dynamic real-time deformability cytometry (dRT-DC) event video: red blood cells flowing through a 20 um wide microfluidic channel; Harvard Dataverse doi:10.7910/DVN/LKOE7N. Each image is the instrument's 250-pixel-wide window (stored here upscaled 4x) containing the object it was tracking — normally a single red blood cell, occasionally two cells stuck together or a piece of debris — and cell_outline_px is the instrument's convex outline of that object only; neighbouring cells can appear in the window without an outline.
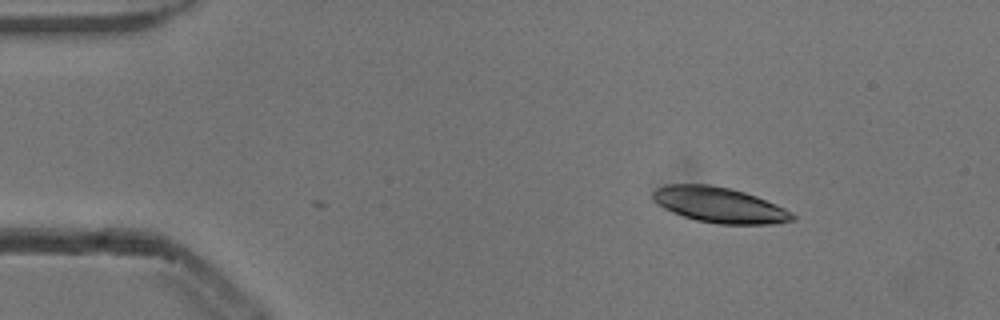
{"species": "common noctule bat (a hibernating species)", "species_latin": "Nyctalus noctula", "temperature_condition": "cold", "stored_images_in_passage": 2, "camera_frame_rate_fps": 3000, "um_per_image_px": 0.085, "animal": {"sex": "male", "body_mass_g": 13.3}, "frame": {"image": 1, "passage_image": 2, "time_ms": 0.333, "image_size_px": [1000, 320], "cell_outline_px": [[796, 220], [780, 224], [716, 224], [696, 220], [672, 212], [664, 208], [652, 196], [652, 192], [656, 188], [668, 184], [708, 184], [728, 188], [744, 192], [756, 196], [776, 204], [792, 212], [796, 216]], "centroid_in_image_um": [61.2, 17.43], "position_along_channel_um": 23.8, "area_um2": 28.84}}